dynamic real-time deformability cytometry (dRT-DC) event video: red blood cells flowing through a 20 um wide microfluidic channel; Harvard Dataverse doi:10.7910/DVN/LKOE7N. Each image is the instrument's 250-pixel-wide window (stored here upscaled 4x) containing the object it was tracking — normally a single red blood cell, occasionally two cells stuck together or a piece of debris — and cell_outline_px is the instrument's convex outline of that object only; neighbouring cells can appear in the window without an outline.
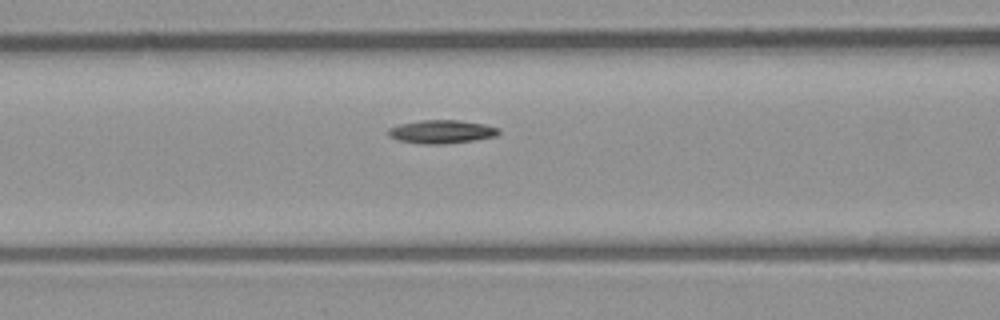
{"species": "common noctule bat (a hibernating species)", "species_latin": "Nyctalus noctula", "temperature_condition": "room temperature", "stored_images_in_passage": 6, "camera_frame_rate_fps": 3000, "um_per_image_px": 0.085, "animal": {"sex": "male", "body_mass_g": 23.1, "forearm_length_mm": 52.7}, "frame": {"image": 1, "passage_image": 6, "time_ms": 6.333, "image_size_px": [1000, 320], "cell_outline_px": [[500, 132], [496, 136], [472, 140], [440, 144], [420, 144], [400, 140], [388, 136], [388, 128], [400, 124], [420, 120], [460, 120], [484, 124], [500, 128]], "centroid_in_image_um": [37.53, 11.18], "position_along_channel_um": 129.1, "area_um2": 14.97}}